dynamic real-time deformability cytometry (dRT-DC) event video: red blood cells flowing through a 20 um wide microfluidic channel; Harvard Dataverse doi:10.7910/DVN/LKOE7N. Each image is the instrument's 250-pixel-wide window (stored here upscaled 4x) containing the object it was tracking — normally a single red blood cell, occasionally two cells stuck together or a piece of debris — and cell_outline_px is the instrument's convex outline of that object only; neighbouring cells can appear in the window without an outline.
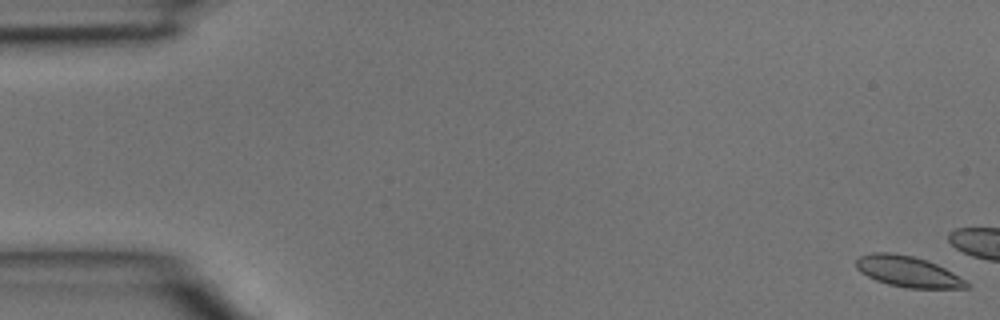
{"species": "common noctule bat (a hibernating species)", "species_latin": "Nyctalus noctula", "temperature_condition": "room temperature", "stored_images_in_passage": 4, "camera_frame_rate_fps": 3000, "um_per_image_px": 0.085, "animal": {"sex": "male", "body_mass_g": 15.6}, "frame": {"image": 1, "passage_image": 1, "time_ms": 0.0, "image_size_px": [1000, 320], "cell_outline_px": [[972, 284], [968, 288], [908, 288], [888, 284], [876, 280], [860, 272], [856, 268], [856, 260], [860, 256], [872, 252], [892, 252], [912, 256], [936, 264], [952, 272]], "centroid_in_image_um": [77.16, 23.08], "position_along_channel_um": 7.8, "area_um2": 19.77}}